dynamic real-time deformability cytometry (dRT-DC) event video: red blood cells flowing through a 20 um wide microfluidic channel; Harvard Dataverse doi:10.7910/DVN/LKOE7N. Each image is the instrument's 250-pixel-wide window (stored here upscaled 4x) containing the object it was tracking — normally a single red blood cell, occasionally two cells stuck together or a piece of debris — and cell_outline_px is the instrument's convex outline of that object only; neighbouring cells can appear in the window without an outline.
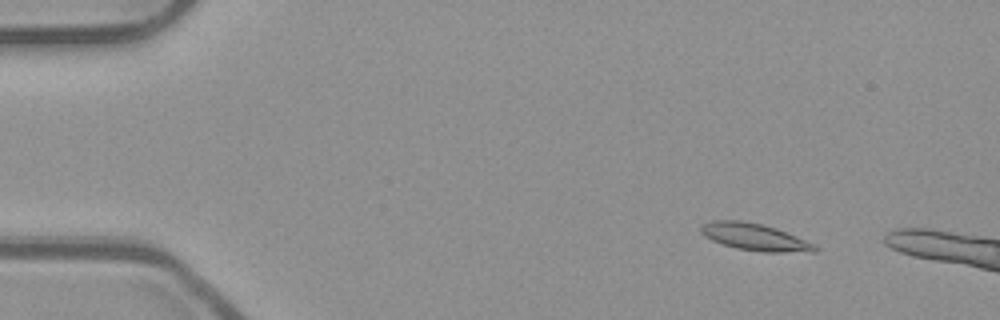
{"species": "common noctule bat (a hibernating species)", "species_latin": "Nyctalus noctula", "temperature_condition": "room temperature", "stored_images_in_passage": 9, "camera_frame_rate_fps": 3000, "um_per_image_px": 0.085, "animal": {"sex": "male", "body_mass_g": 23.1, "forearm_length_mm": 52.7}, "frame": {"image": 1, "passage_image": 1, "time_ms": 0.0, "image_size_px": [1000, 320], "cell_outline_px": [[820, 248], [816, 252], [764, 252], [736, 248], [712, 240], [704, 236], [700, 232], [700, 224], [712, 220], [740, 220], [760, 224], [776, 228], [816, 244]], "centroid_in_image_um": [64.16, 20.15], "position_along_channel_um": 20.8, "area_um2": 18.03}}